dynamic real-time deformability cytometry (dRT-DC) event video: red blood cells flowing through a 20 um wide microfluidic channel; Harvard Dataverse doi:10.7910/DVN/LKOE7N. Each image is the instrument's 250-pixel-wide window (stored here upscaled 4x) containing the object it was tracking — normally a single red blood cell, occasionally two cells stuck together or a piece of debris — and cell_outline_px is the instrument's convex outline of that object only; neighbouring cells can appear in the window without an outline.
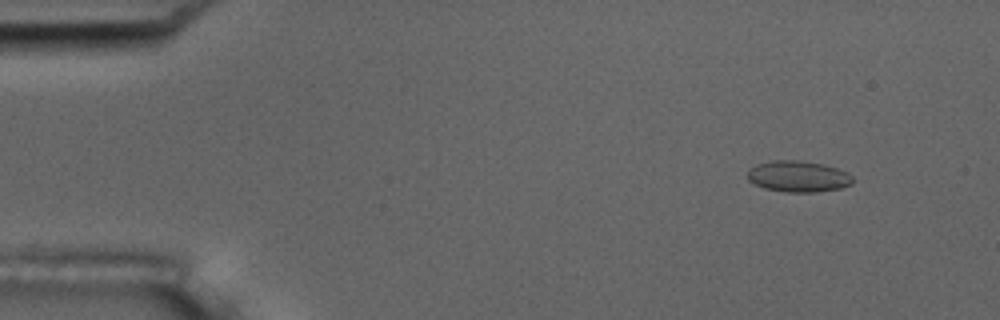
{"species": "common noctule bat (a hibernating species)", "species_latin": "Nyctalus noctula", "temperature_condition": "room temperature", "stored_images_in_passage": 5, "camera_frame_rate_fps": 3000, "um_per_image_px": 0.085, "animal": {"sex": "male", "body_mass_g": 17.5, "forearm_length_mm": 52.3}, "frame": {"image": 1, "passage_image": 1, "time_ms": 0.0, "image_size_px": [1000, 320], "cell_outline_px": [[852, 184], [840, 188], [816, 192], [788, 192], [764, 188], [748, 180], [748, 168], [756, 164], [772, 160], [796, 160], [820, 164], [836, 168], [848, 172], [852, 176]], "centroid_in_image_um": [67.82, 14.99], "position_along_channel_um": 17.2, "area_um2": 19.02}}
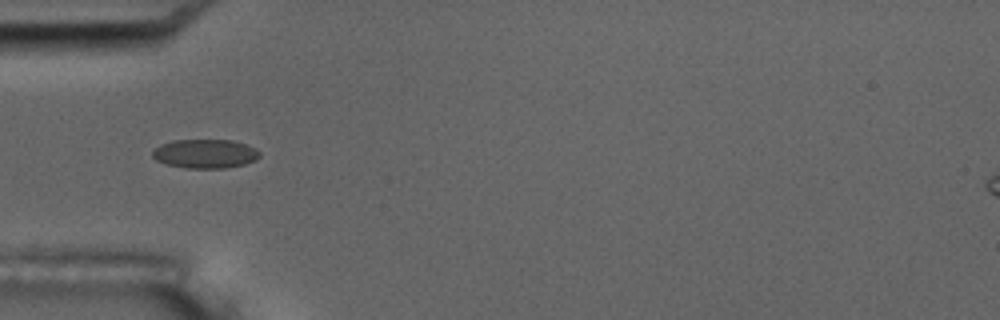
{"frame": {"image": 2, "passage_image": 4, "time_ms": 4.0, "image_size_px": [1000, 320], "cell_outline_px": [[260, 156], [256, 160], [244, 164], [224, 168], [184, 168], [168, 164], [156, 160], [152, 156], [152, 148], [160, 144], [172, 140], [232, 140], [256, 148], [260, 152]], "centroid_in_image_um": [17.41, 13.06], "position_along_channel_um": 67.6, "area_um2": 18.21}}